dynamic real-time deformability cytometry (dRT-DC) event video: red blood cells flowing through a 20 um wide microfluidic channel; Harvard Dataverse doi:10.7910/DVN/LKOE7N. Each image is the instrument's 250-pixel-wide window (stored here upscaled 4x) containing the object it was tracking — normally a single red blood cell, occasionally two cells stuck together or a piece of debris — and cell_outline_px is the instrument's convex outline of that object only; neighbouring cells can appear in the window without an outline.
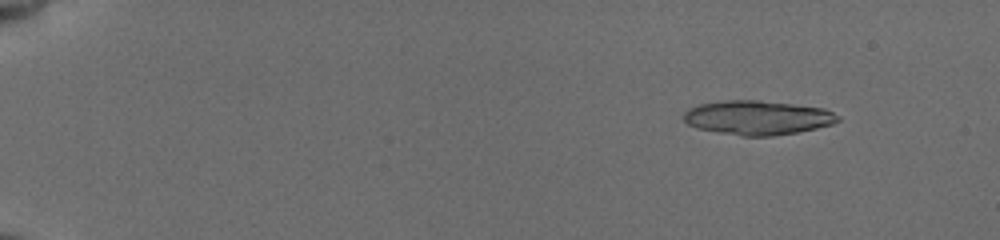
{"species": "common noctule bat (a hibernating species)", "species_latin": "Nyctalus noctula", "temperature_condition": "cold", "stored_images_in_passage": 40, "camera_frame_rate_fps": 3000, "um_per_image_px": 0.085, "animal": {"sex": "female", "body_mass_g": 19.5, "forearm_length_mm": 54.1}, "frame": {"image": 1, "passage_image": 5, "time_ms": 1.667, "image_size_px": [1000, 240], "cell_outline_px": [[840, 120], [832, 124], [816, 128], [796, 132], [772, 136], [740, 136], [696, 128], [688, 124], [684, 120], [684, 112], [688, 108], [700, 104], [724, 100], [756, 100], [792, 104], [824, 108], [840, 116]], "centroid_in_image_um": [64.38, 10.0], "position_along_channel_um": 20.6, "area_um2": 30.69}}
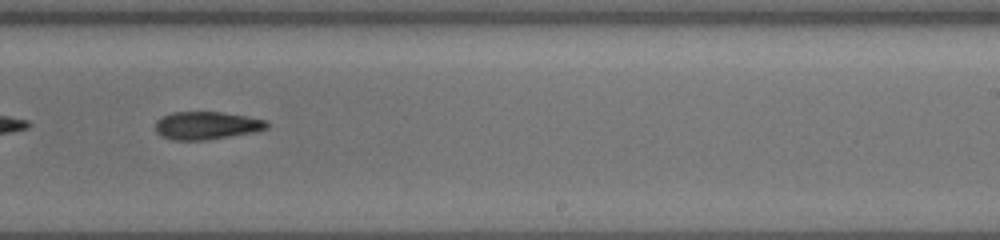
{"frame": {"image": 2, "passage_image": 29, "time_ms": 12.0, "image_size_px": [1000, 240], "cell_outline_px": [[268, 128], [252, 132], [204, 140], [172, 140], [160, 136], [156, 132], [156, 120], [172, 112], [220, 112], [248, 116], [268, 120]], "centroid_in_image_um": [17.55, 10.66], "position_along_channel_um": 271.5, "area_um2": 18.03}}
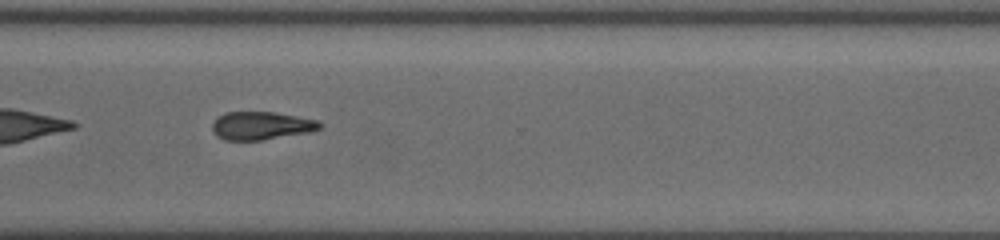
{"frame": {"image": 3, "passage_image": 34, "time_ms": 14.0, "image_size_px": [1000, 240], "cell_outline_px": [[320, 128], [308, 132], [260, 140], [224, 140], [216, 136], [212, 132], [212, 124], [224, 112], [272, 112], [296, 116], [316, 120], [320, 124]], "centroid_in_image_um": [22.14, 10.68], "position_along_channel_um": 348.5, "area_um2": 17.28}, "authors_computed_cell_mechanics": {"area_um2": 19.4786, "velocity_mm_per_s": 3.8493, "shape_relaxation_time_tau1_ms": 2.1883, "shape_relaxation_time_tau2_ms": null, "deformation_change_tau1": 0.107, "deformation_change_tau2": null}}